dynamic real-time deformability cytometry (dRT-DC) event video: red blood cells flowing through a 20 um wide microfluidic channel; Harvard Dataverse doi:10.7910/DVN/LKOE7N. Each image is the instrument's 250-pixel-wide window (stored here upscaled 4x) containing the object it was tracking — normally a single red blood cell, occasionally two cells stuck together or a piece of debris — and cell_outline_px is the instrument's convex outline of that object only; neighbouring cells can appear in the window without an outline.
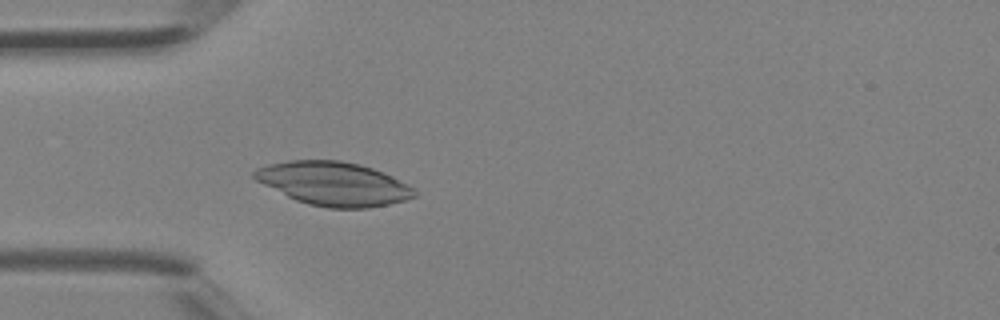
{"species": "Egyptian fruit bat (a non-hibernating species)", "species_latin": "Rousettus aegyptiacus", "temperature_condition": "room temperature", "stored_images_in_passage": 4, "camera_frame_rate_fps": 3000, "um_per_image_px": 0.085, "animal": {"sex": "female"}, "frame": {"image": 1, "passage_image": 4, "time_ms": 1.0, "image_size_px": [1000, 320], "cell_outline_px": [[416, 196], [404, 200], [388, 204], [368, 208], [328, 208], [308, 204], [296, 200], [256, 180], [252, 176], [252, 172], [256, 168], [268, 164], [288, 160], [340, 160], [360, 164], [384, 172], [416, 188]], "centroid_in_image_um": [28.37, 15.6], "position_along_channel_um": 56.6, "area_um2": 40.75}}